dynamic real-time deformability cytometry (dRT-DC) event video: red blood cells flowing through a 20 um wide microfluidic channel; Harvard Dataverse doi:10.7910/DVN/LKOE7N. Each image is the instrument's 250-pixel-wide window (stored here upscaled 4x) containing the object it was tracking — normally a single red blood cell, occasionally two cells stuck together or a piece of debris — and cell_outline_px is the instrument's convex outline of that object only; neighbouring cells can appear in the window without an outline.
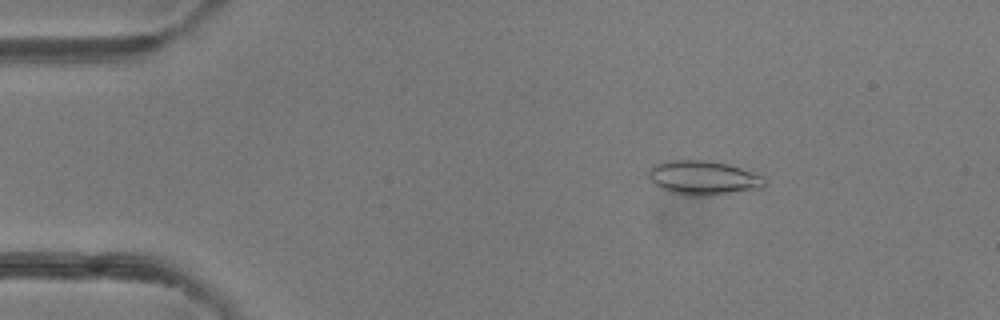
{"species": "common noctule bat (a hibernating species)", "species_latin": "Nyctalus noctula", "temperature_condition": "room temperature", "stored_images_in_passage": 49, "camera_frame_rate_fps": 3000, "um_per_image_px": 0.085, "animal": {"sex": "female"}, "frame": {"image": 1, "passage_image": 8, "time_ms": 2.333, "image_size_px": [1000, 320], "cell_outline_px": [[764, 188], [704, 196], [688, 196], [668, 192], [660, 188], [648, 176], [648, 172], [652, 164], [664, 160], [712, 160], [728, 164], [752, 172], [760, 176], [764, 180]], "centroid_in_image_um": [59.72, 15.1], "position_along_channel_um": 25.3, "area_um2": 23.24}}
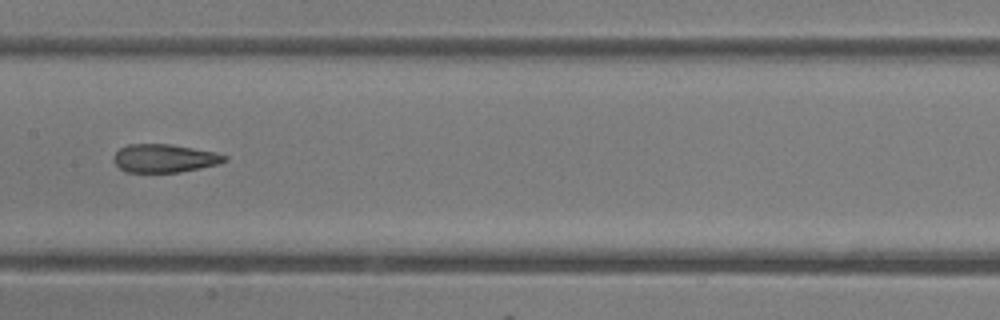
{"frame": {"image": 2, "passage_image": 25, "time_ms": 8.0, "image_size_px": [1000, 320], "cell_outline_px": [[228, 160], [220, 164], [180, 172], [128, 172], [120, 168], [112, 160], [116, 152], [120, 148], [128, 144], [172, 144], [216, 152], [228, 156]], "centroid_in_image_um": [14.01, 13.45], "position_along_channel_um": 193.4, "area_um2": 18.38}}
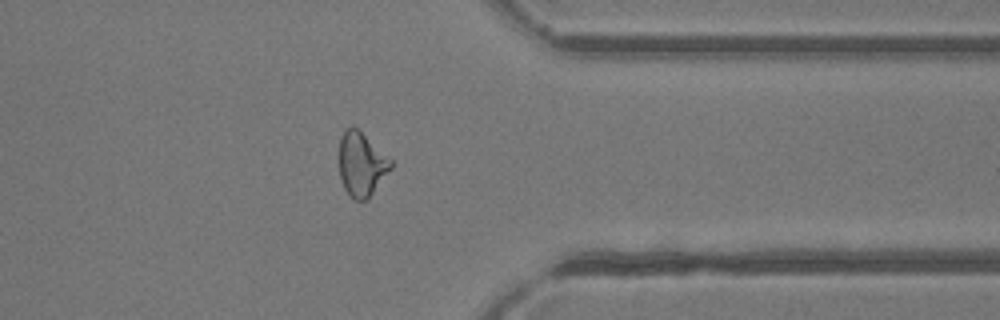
{"frame": {"image": 3, "passage_image": 39, "time_ms": 12.667, "image_size_px": [1000, 320], "cell_outline_px": [[392, 168], [368, 200], [356, 200], [344, 188], [340, 176], [340, 136], [344, 128], [356, 128], [392, 160]], "centroid_in_image_um": [30.74, 13.98], "position_along_channel_um": 380.7, "area_um2": 18.96}, "authors_computed_cell_mechanics": {"area_um2": 20.23, "velocity_mm_per_s": 4.2123, "shape_relaxation_time_tau1_ms": null, "shape_relaxation_time_tau2_ms": 1.1256, "deformation_change_tau1": null, "deformation_change_tau2": 0.0871}}